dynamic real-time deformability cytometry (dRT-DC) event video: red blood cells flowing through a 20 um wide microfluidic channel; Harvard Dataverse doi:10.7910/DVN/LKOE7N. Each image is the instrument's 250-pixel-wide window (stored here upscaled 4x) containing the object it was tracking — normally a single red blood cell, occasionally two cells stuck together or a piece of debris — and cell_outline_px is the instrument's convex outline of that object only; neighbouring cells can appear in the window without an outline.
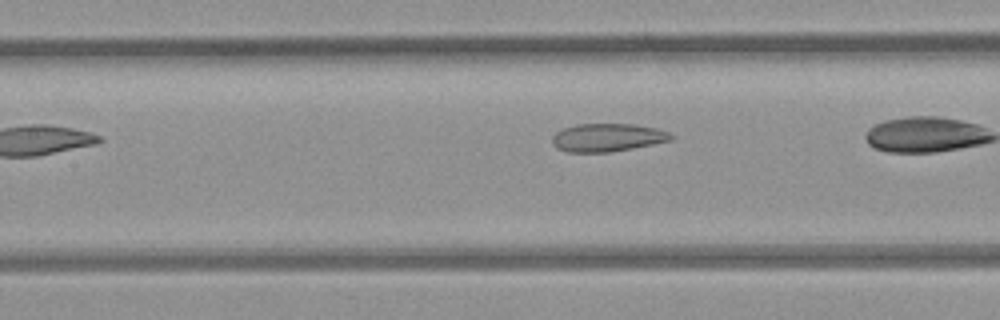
{"species": "common noctule bat (a hibernating species)", "species_latin": "Nyctalus noctula", "temperature_condition": "room temperature", "stored_images_in_passage": 28, "camera_frame_rate_fps": 3000, "um_per_image_px": 0.085, "animal": {"sex": "female", "body_mass_g": 21.9}, "frame": {"image": 1, "passage_image": 5, "time_ms": 1.333, "image_size_px": [1000, 320], "cell_outline_px": [[676, 136], [672, 140], [632, 148], [608, 152], [568, 152], [556, 148], [552, 144], [552, 136], [556, 132], [564, 128], [576, 124], [632, 124], [656, 128], [668, 132]], "centroid_in_image_um": [51.62, 11.69], "position_along_channel_um": 155.8, "area_um2": 19.42}}